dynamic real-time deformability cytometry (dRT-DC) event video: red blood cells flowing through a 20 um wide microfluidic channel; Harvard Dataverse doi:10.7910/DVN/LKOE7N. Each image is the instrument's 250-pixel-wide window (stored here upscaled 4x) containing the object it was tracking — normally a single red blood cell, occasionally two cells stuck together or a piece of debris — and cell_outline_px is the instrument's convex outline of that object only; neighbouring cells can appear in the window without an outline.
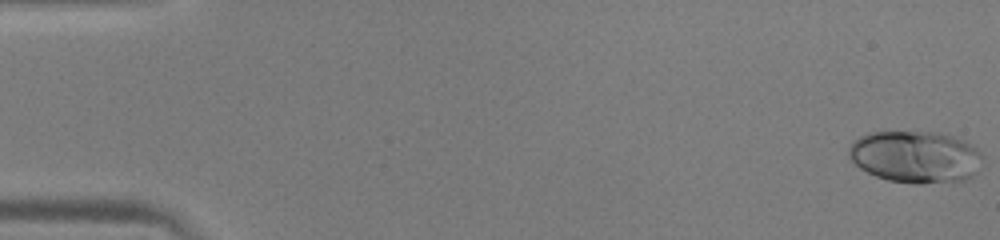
{"species": "human", "species_latin": "Homo sapiens", "temperature_condition": "warm", "stored_images_in_passage": 51, "camera_frame_rate_fps": 3000, "um_per_image_px": 0.085, "donor": {"sex": "male"}, "frame": {"image": 1, "passage_image": 1, "time_ms": 0.0, "image_size_px": [1000, 240], "cell_outline_px": [[980, 156], [976, 172], [972, 176], [964, 180], [920, 184], [916, 184], [888, 180], [876, 176], [860, 168], [848, 156], [848, 148], [860, 136], [872, 132], [932, 132], [952, 136], [976, 148], [980, 152]], "centroid_in_image_um": [77.77, 13.34], "position_along_channel_um": 7.2, "area_um2": 39.94}}
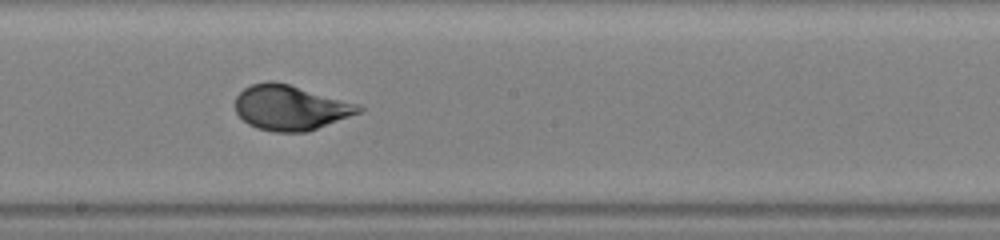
{"frame": {"image": 2, "passage_image": 29, "time_ms": 9.333, "image_size_px": [1000, 240], "cell_outline_px": [[364, 108], [360, 112], [308, 132], [272, 132], [256, 128], [248, 124], [236, 112], [236, 96], [244, 88], [252, 84], [268, 80], [272, 80], [288, 84], [356, 104]], "centroid_in_image_um": [24.63, 9.16], "position_along_channel_um": 223.6, "area_um2": 32.02}}
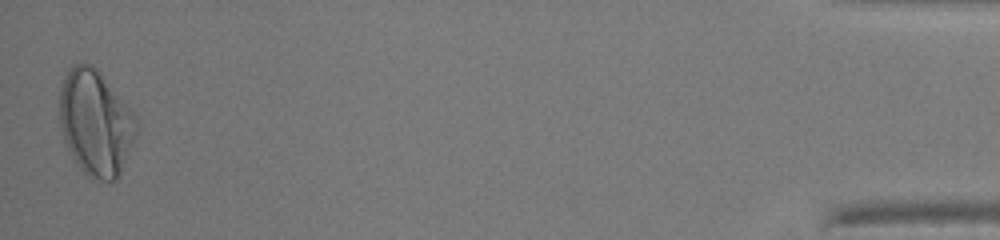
{"frame": {"image": 3, "passage_image": 51, "time_ms": 16.667, "image_size_px": [1000, 240], "cell_outline_px": [[136, 132], [132, 144], [116, 180], [100, 180], [88, 176], [80, 168], [68, 148], [64, 140], [60, 124], [60, 88], [68, 68], [72, 64], [92, 64], [100, 72], [132, 112]], "centroid_in_image_um": [8.08, 10.41], "position_along_channel_um": 427.1, "area_um2": 46.18}, "authors_computed_cell_mechanics": {"area_um2": 34.5644, "velocity_mm_per_s": 4.016, "shape_relaxation_time_tau1_ms": 2.8196, "shape_relaxation_time_tau2_ms": null, "deformation_change_tau1": 0.1898, "deformation_change_tau2": null}}